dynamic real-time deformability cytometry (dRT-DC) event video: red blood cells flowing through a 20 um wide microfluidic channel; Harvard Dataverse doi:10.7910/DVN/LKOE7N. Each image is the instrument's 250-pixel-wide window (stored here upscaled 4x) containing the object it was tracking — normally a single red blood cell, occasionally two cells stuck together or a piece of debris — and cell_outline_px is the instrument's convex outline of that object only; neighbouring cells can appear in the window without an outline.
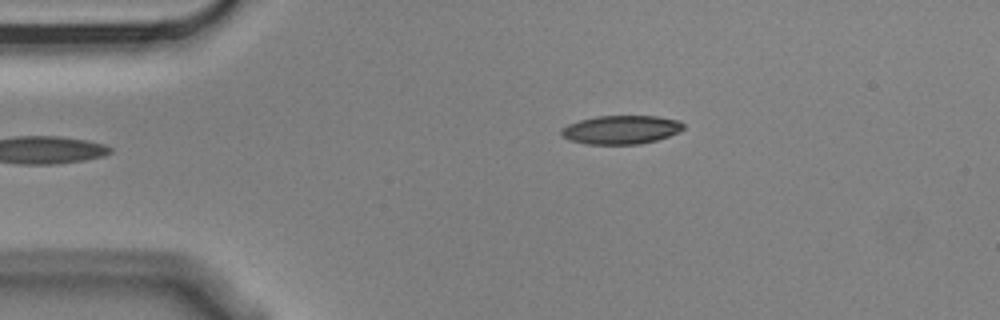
{"species": "Egyptian fruit bat (a non-hibernating species)", "species_latin": "Rousettus aegyptiacus", "temperature_condition": "cold", "stored_images_in_passage": 4, "camera_frame_rate_fps": 3000, "um_per_image_px": 0.085, "animal": {"sex": "male"}, "frame": {"image": 1, "passage_image": 4, "time_ms": 1.0, "image_size_px": [1000, 320], "cell_outline_px": [[684, 128], [680, 132], [656, 140], [640, 144], [584, 144], [568, 140], [560, 132], [568, 124], [580, 120], [596, 116], [656, 116], [680, 120], [684, 124]], "centroid_in_image_um": [52.82, 11.02], "position_along_channel_um": 32.2, "area_um2": 20.4}}